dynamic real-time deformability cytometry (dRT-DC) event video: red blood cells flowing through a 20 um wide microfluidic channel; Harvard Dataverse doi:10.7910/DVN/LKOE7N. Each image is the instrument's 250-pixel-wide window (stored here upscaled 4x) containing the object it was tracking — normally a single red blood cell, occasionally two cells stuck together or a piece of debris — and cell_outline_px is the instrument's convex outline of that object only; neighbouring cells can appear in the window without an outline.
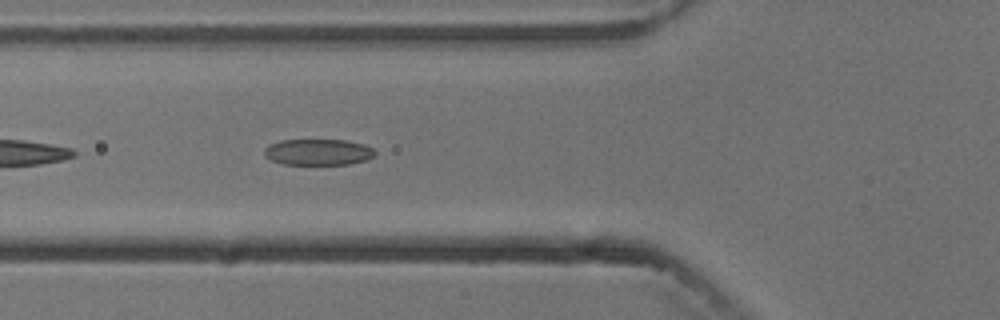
{"species": "common noctule bat (a hibernating species)", "species_latin": "Nyctalus noctula", "temperature_condition": "cold", "stored_images_in_passage": 5, "camera_frame_rate_fps": 3000, "um_per_image_px": 0.085, "animal": {"sex": "male", "body_mass_g": 13.3}, "frame": {"image": 1, "passage_image": 5, "time_ms": 4.667, "image_size_px": [1000, 320], "cell_outline_px": [[376, 152], [368, 160], [348, 164], [284, 164], [272, 160], [264, 156], [264, 148], [280, 140], [344, 140], [364, 144], [372, 148]], "centroid_in_image_um": [27.05, 12.92], "position_along_channel_um": 98.8, "area_um2": 16.76}}